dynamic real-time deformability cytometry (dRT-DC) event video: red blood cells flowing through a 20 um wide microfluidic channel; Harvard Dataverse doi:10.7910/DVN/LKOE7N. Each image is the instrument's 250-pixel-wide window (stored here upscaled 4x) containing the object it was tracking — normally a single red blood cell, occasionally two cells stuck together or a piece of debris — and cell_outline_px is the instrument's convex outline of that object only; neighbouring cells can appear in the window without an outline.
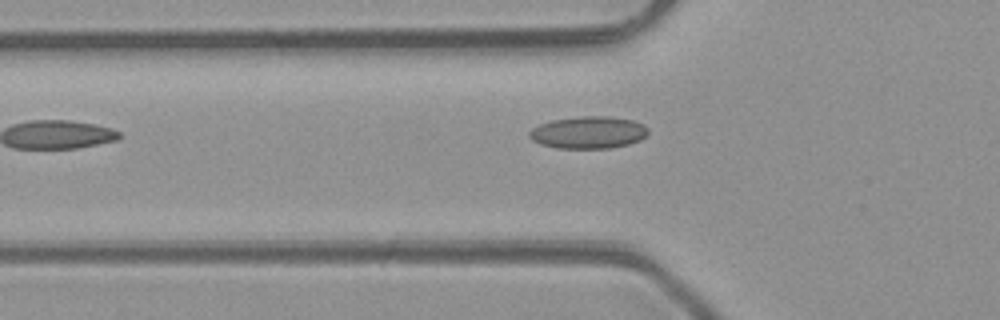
{"species": "common noctule bat (a hibernating species)", "species_latin": "Nyctalus noctula", "temperature_condition": "room temperature", "stored_images_in_passage": 5, "camera_frame_rate_fps": 3000, "um_per_image_px": 0.085, "animal": {"sex": "male", "body_mass_g": 23.1, "forearm_length_mm": 52.7}, "frame": {"image": 1, "passage_image": 4, "time_ms": 3.333, "image_size_px": [1000, 320], "cell_outline_px": [[648, 132], [640, 140], [628, 144], [608, 148], [556, 148], [540, 144], [532, 140], [528, 136], [528, 132], [532, 128], [540, 124], [552, 120], [580, 116], [608, 116], [632, 120], [644, 124], [648, 128]], "centroid_in_image_um": [49.99, 11.25], "position_along_channel_um": 75.8, "area_um2": 22.31}}
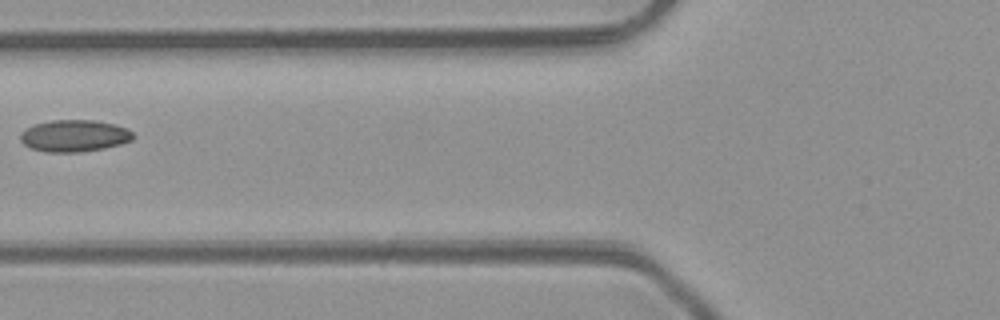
{"frame": {"image": 2, "passage_image": 5, "time_ms": 4.333, "image_size_px": [1000, 320], "cell_outline_px": [[136, 136], [132, 140], [120, 144], [104, 148], [80, 152], [44, 152], [32, 148], [24, 144], [20, 140], [20, 132], [36, 124], [52, 120], [96, 120], [128, 128]], "centroid_in_image_um": [6.34, 11.54], "position_along_channel_um": 119.5, "area_um2": 20.92}}